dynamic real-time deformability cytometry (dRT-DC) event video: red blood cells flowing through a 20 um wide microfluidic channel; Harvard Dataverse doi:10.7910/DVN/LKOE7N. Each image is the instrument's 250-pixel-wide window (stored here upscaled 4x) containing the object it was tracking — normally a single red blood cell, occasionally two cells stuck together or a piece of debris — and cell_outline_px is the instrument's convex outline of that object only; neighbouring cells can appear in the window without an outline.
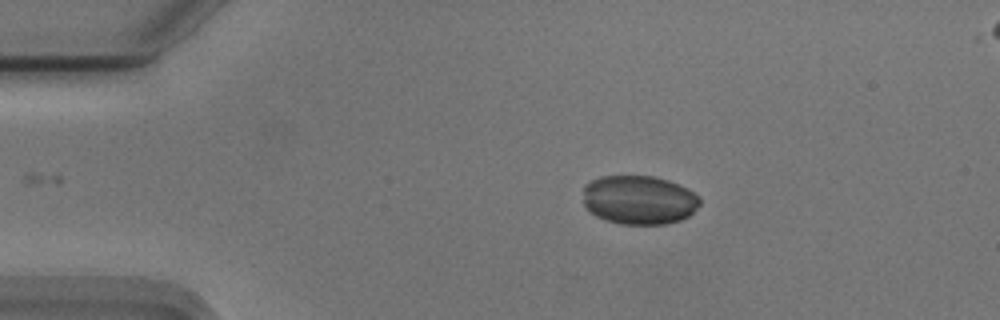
{"species": "Egyptian fruit bat (a non-hibernating species)", "species_latin": "Rousettus aegyptiacus", "temperature_condition": "cold", "stored_images_in_passage": 49, "camera_frame_rate_fps": 3000, "um_per_image_px": 0.085, "animal": {"sex": "male"}, "frame": {"image": 1, "passage_image": 6, "time_ms": 1.667, "image_size_px": [1000, 320], "cell_outline_px": [[700, 204], [688, 216], [680, 220], [664, 224], [620, 224], [604, 220], [588, 212], [584, 204], [584, 184], [600, 176], [652, 176], [668, 180], [688, 188], [700, 200]], "centroid_in_image_um": [54.28, 16.99], "position_along_channel_um": 30.7, "area_um2": 33.41}}
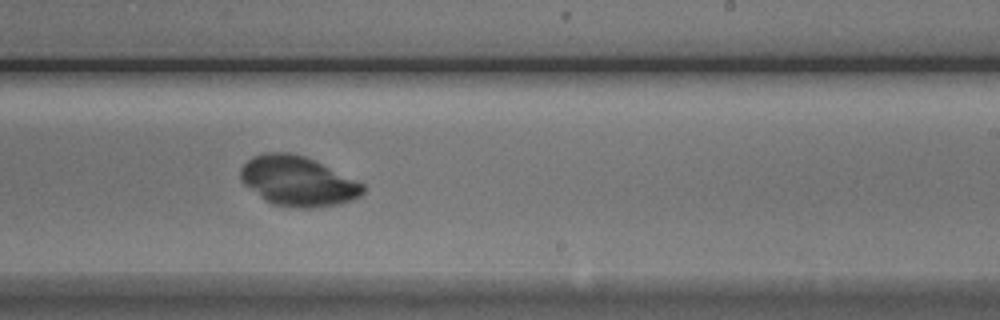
{"frame": {"image": 2, "passage_image": 29, "time_ms": 9.333, "image_size_px": [1000, 320], "cell_outline_px": [[364, 192], [360, 196], [352, 200], [340, 204], [316, 208], [296, 208], [272, 204], [264, 200], [244, 184], [240, 180], [240, 168], [252, 156], [268, 152], [288, 152], [304, 156], [364, 184]], "centroid_in_image_um": [25.29, 15.42], "position_along_channel_um": 263.7, "area_um2": 35.43}}
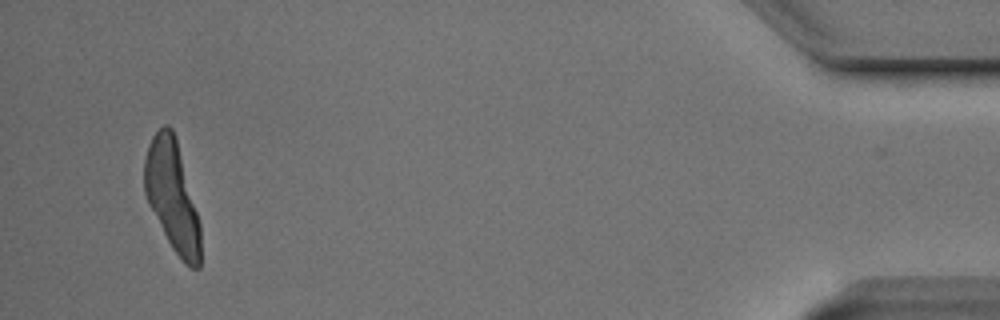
{"frame": {"image": 3, "passage_image": 48, "time_ms": 15.667, "image_size_px": [1000, 320], "cell_outline_px": [[200, 268], [192, 268], [184, 264], [172, 248], [148, 204], [144, 192], [144, 160], [148, 144], [152, 136], [164, 124], [168, 124], [172, 128], [176, 140], [200, 224]], "centroid_in_image_um": [14.62, 16.68], "position_along_channel_um": 420.6, "area_um2": 35.6}}